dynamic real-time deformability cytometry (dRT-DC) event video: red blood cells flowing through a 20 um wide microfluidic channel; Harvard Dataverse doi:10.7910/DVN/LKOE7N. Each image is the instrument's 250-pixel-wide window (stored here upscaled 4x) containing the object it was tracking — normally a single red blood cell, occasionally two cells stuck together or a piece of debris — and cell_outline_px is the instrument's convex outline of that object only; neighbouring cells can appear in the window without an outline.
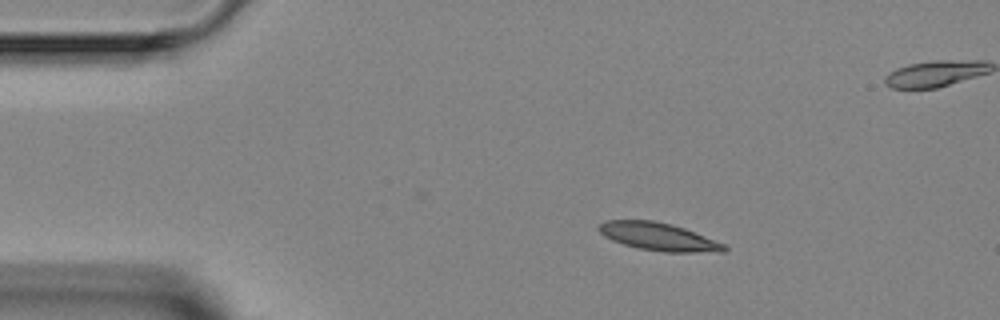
{"species": "Egyptian fruit bat (a non-hibernating species)", "species_latin": "Rousettus aegyptiacus", "temperature_condition": "room temperature", "stored_images_in_passage": 5, "camera_frame_rate_fps": 3000, "um_per_image_px": 0.085, "animal": {"sex": "female"}, "frame": {"image": 1, "passage_image": 1, "time_ms": 0.0, "image_size_px": [1000, 320], "cell_outline_px": [[728, 248], [724, 252], [664, 252], [640, 248], [624, 244], [612, 240], [604, 236], [596, 228], [604, 220], [652, 220], [684, 228], [724, 244]], "centroid_in_image_um": [55.94, 20.12], "position_along_channel_um": 29.1, "area_um2": 20.06}}
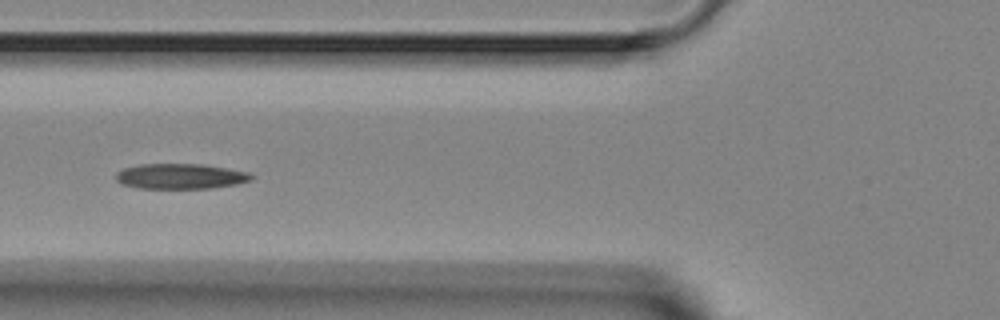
{"frame": {"image": 2, "passage_image": 4, "time_ms": 3.333, "image_size_px": [1000, 320], "cell_outline_px": [[256, 176], [252, 180], [236, 184], [212, 188], [140, 188], [124, 184], [116, 180], [116, 172], [124, 168], [140, 164], [204, 164], [248, 172]], "centroid_in_image_um": [15.38, 14.98], "position_along_channel_um": 110.4, "area_um2": 19.94}}
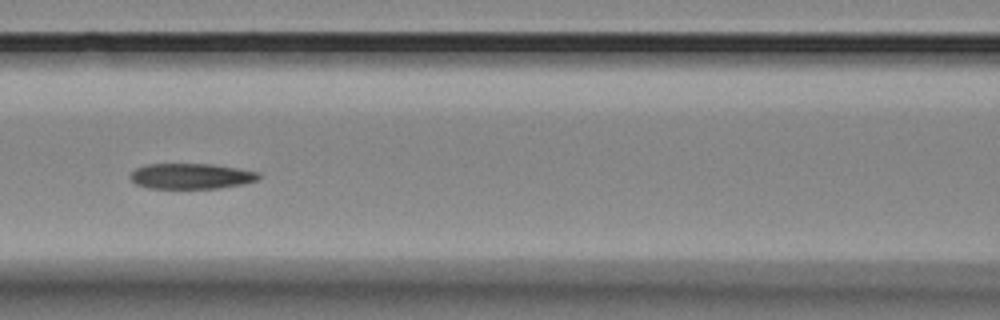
{"frame": {"image": 3, "passage_image": 5, "time_ms": 4.333, "image_size_px": [1000, 320], "cell_outline_px": [[260, 176], [256, 180], [244, 184], [220, 188], [148, 188], [136, 184], [128, 176], [136, 168], [148, 164], [212, 164], [240, 168], [260, 172]], "centroid_in_image_um": [16.27, 14.97], "position_along_channel_um": 150.3, "area_um2": 19.19}}